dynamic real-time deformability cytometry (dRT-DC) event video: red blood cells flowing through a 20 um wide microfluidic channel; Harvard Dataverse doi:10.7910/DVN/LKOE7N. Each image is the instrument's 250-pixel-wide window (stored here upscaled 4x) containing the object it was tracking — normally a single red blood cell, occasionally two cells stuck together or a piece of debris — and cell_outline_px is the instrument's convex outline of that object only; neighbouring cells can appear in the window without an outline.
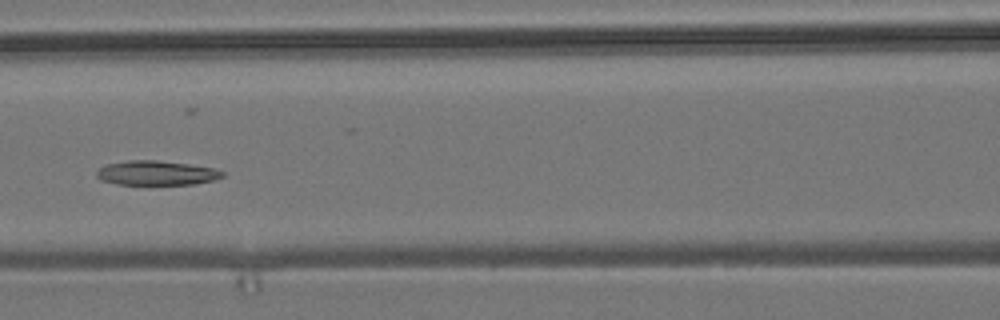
{"species": "common noctule bat (a hibernating species)", "species_latin": "Nyctalus noctula", "temperature_condition": "room temperature", "stored_images_in_passage": 8, "camera_frame_rate_fps": 3000, "um_per_image_px": 0.085, "animal": {"sex": "male", "body_mass_g": 19.2, "forearm_length_mm": 51.8}, "frame": {"image": 1, "passage_image": 6, "time_ms": 1.667, "image_size_px": [1000, 320], "cell_outline_px": [[224, 176], [216, 180], [196, 184], [116, 184], [100, 180], [96, 176], [96, 172], [100, 168], [108, 164], [128, 160], [156, 160], [188, 164], [212, 168], [224, 172]], "centroid_in_image_um": [13.3, 14.71], "position_along_channel_um": 153.3, "area_um2": 17.86}}
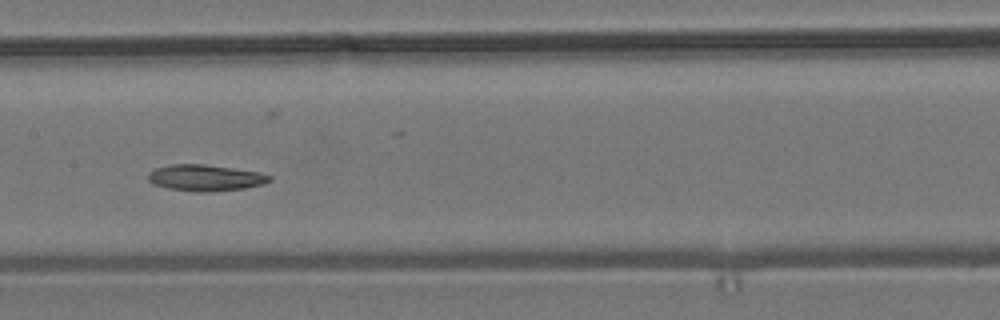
{"frame": {"image": 2, "passage_image": 7, "time_ms": 2.0, "image_size_px": [1000, 320], "cell_outline_px": [[272, 180], [264, 184], [244, 188], [204, 192], [192, 192], [168, 188], [152, 184], [148, 180], [148, 172], [156, 168], [172, 164], [204, 164], [260, 172], [272, 176]], "centroid_in_image_um": [17.45, 15.11], "position_along_channel_um": 190.0, "area_um2": 18.67}}
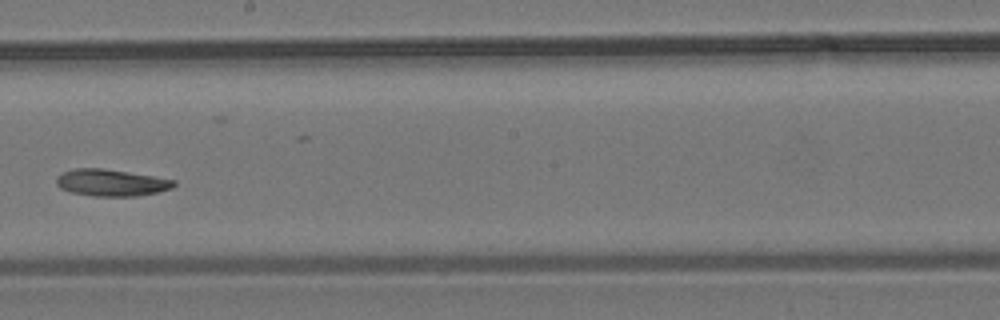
{"frame": {"image": 3, "passage_image": 8, "time_ms": 2.333, "image_size_px": [1000, 320], "cell_outline_px": [[176, 184], [172, 188], [156, 192], [136, 196], [92, 196], [72, 192], [60, 188], [56, 184], [56, 176], [64, 172], [76, 168], [100, 168], [152, 176], [176, 180]], "centroid_in_image_um": [9.43, 15.53], "position_along_channel_um": 238.8, "area_um2": 18.15}}